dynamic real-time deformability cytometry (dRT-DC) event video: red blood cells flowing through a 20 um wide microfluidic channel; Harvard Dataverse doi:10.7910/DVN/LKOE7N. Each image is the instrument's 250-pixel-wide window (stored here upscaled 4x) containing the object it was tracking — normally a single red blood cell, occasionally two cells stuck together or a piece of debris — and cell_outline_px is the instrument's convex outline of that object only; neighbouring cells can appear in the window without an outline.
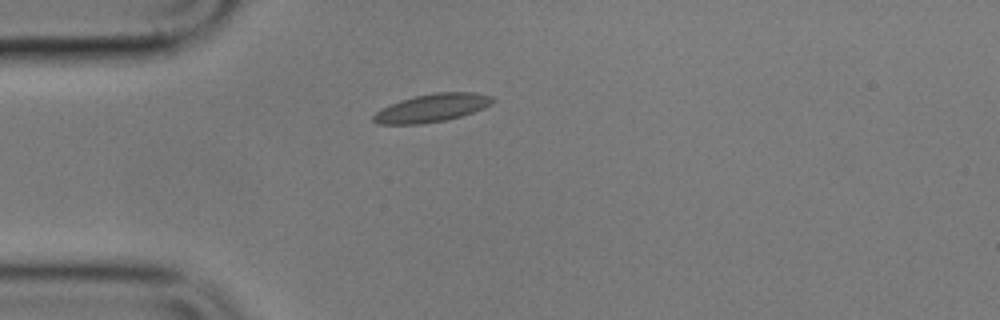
{"species": "common noctule bat (a hibernating species)", "species_latin": "Nyctalus noctula", "temperature_condition": "cold", "stored_images_in_passage": 6, "camera_frame_rate_fps": 3000, "um_per_image_px": 0.085, "animal": {"sex": "male", "body_mass_g": 17.9}, "frame": {"image": 1, "passage_image": 1, "time_ms": 0.0, "image_size_px": [1000, 320], "cell_outline_px": [[496, 100], [492, 104], [484, 108], [460, 116], [444, 120], [420, 124], [376, 124], [372, 120], [372, 116], [376, 112], [400, 100], [416, 96], [436, 92], [476, 92], [492, 96]], "centroid_in_image_um": [36.74, 9.17], "position_along_channel_um": 48.3, "area_um2": 19.36}}
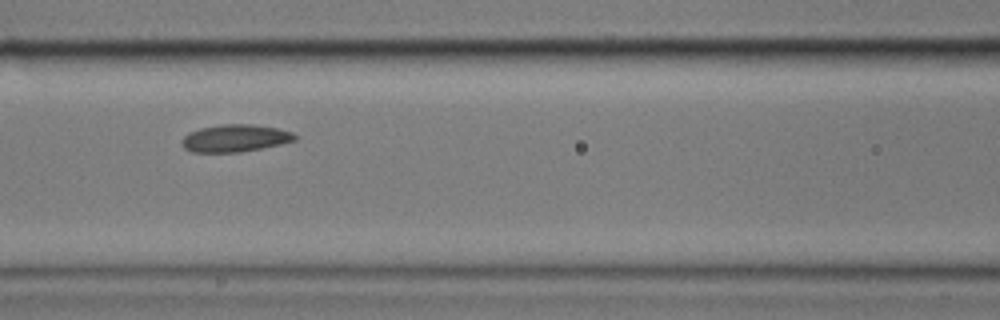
{"frame": {"image": 2, "passage_image": 4, "time_ms": 3.333, "image_size_px": [1000, 320], "cell_outline_px": [[296, 140], [280, 144], [240, 152], [192, 152], [184, 148], [180, 144], [180, 140], [188, 132], [200, 128], [224, 124], [252, 124], [276, 128], [292, 132], [296, 136]], "centroid_in_image_um": [19.93, 11.75], "position_along_channel_um": 146.7, "area_um2": 17.98}}
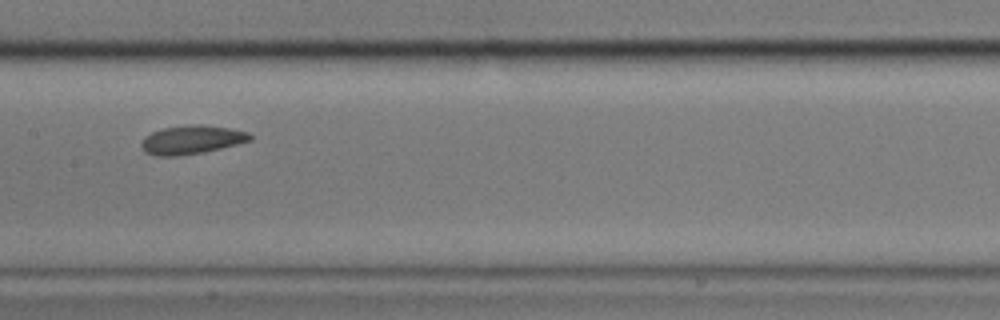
{"frame": {"image": 3, "passage_image": 5, "time_ms": 4.667, "image_size_px": [1000, 320], "cell_outline_px": [[252, 140], [204, 152], [176, 156], [156, 156], [144, 152], [140, 144], [144, 136], [152, 132], [164, 128], [192, 124], [200, 124], [228, 128], [248, 132], [252, 136]], "centroid_in_image_um": [16.26, 11.88], "position_along_channel_um": 191.1, "area_um2": 18.09}}